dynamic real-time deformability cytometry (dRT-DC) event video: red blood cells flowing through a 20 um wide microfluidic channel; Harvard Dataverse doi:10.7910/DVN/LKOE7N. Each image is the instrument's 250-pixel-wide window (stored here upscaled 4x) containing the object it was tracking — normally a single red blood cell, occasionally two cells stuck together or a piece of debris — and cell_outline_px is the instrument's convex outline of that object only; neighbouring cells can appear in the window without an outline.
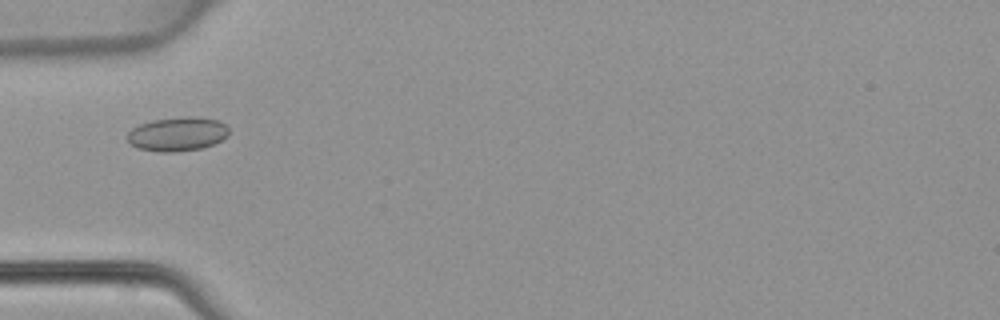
{"species": "common noctule bat (a hibernating species)", "species_latin": "Nyctalus noctula", "temperature_condition": "warm", "stored_images_in_passage": 38, "camera_frame_rate_fps": 3000, "um_per_image_px": 0.085, "animal": {"sex": "female", "body_mass_g": 22.7, "forearm_length_mm": 54.2}, "frame": {"image": 1, "passage_image": 6, "time_ms": 1.667, "image_size_px": [1000, 320], "cell_outline_px": [[228, 136], [212, 144], [200, 148], [176, 152], [160, 152], [136, 148], [128, 140], [128, 132], [132, 128], [140, 124], [152, 120], [188, 116], [196, 116], [220, 120], [228, 128]], "centroid_in_image_um": [15.08, 11.38], "position_along_channel_um": 69.9, "area_um2": 20.11}}
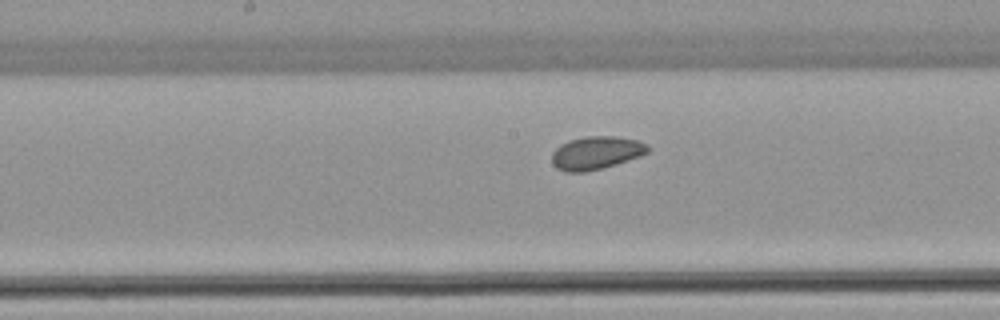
{"frame": {"image": 2, "passage_image": 15, "time_ms": 4.667, "image_size_px": [1000, 320], "cell_outline_px": [[648, 152], [640, 156], [616, 164], [584, 172], [564, 172], [556, 168], [552, 164], [552, 152], [560, 144], [568, 140], [584, 136], [616, 136], [636, 140], [648, 144]], "centroid_in_image_um": [50.63, 12.99], "position_along_channel_um": 197.6, "area_um2": 18.55}}
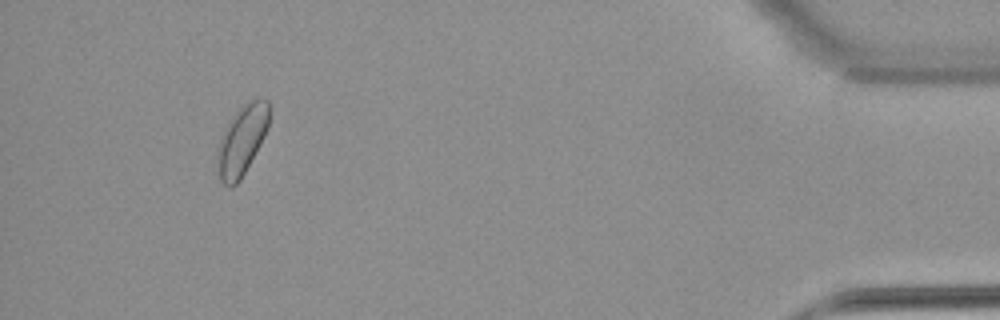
{"frame": {"image": 3, "passage_image": 35, "time_ms": 11.333, "image_size_px": [1000, 320], "cell_outline_px": [[272, 108], [268, 128], [260, 144], [240, 180], [232, 188], [228, 188], [220, 180], [216, 168], [216, 148], [220, 136], [224, 128], [232, 116], [244, 104], [252, 100], [268, 100]], "centroid_in_image_um": [20.53, 11.94], "position_along_channel_um": 414.7, "area_um2": 21.44}}